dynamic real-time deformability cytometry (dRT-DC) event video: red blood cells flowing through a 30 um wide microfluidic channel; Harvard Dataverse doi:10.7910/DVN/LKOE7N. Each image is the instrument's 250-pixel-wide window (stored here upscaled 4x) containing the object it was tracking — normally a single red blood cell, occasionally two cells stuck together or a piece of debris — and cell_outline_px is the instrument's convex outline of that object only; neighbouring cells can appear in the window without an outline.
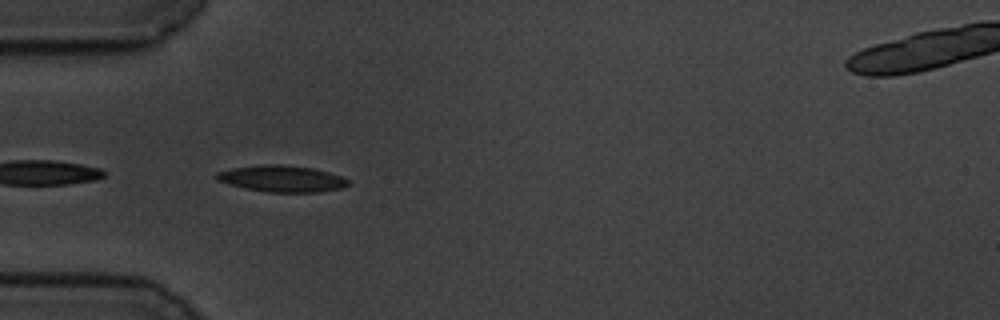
{"species": "common noctule bat (a hibernating species)", "species_latin": "Nyctalus noctula", "temperature_condition": "cold", "stored_images_in_passage": 40, "camera_frame_rate_fps": 3000, "um_per_image_px": 0.085, "animal": {"sex": "male", "body_mass_g": 19.5, "forearm_length_mm": 54.6}, "frame": {"image": 1, "passage_image": 3, "time_ms": 0.667, "image_size_px": [1000, 320], "cell_outline_px": [[348, 184], [340, 188], [316, 192], [268, 192], [228, 184], [216, 180], [216, 172], [232, 168], [260, 164], [284, 164], [312, 168], [328, 172], [340, 176], [348, 180]], "centroid_in_image_um": [23.91, 15.17], "position_along_channel_um": 61.1, "area_um2": 20.11}}
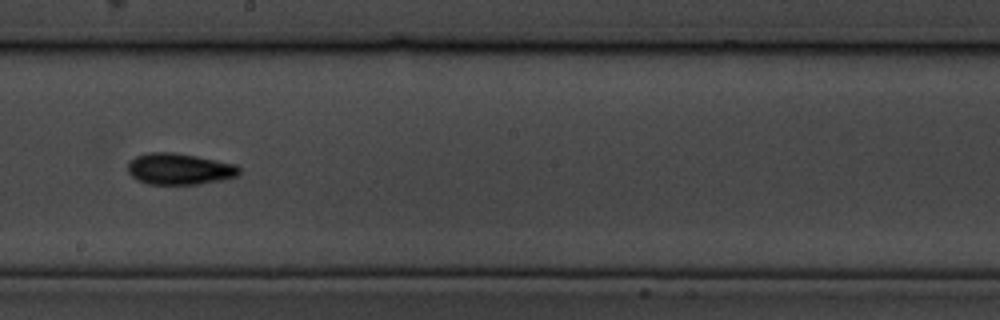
{"frame": {"image": 2, "passage_image": 18, "time_ms": 5.667, "image_size_px": [1000, 320], "cell_outline_px": [[240, 172], [236, 176], [220, 180], [200, 184], [148, 184], [136, 180], [128, 172], [128, 164], [136, 156], [148, 152], [172, 152], [196, 156], [236, 164], [240, 168]], "centroid_in_image_um": [15.24, 14.36], "position_along_channel_um": 233.0, "area_um2": 20.29}}
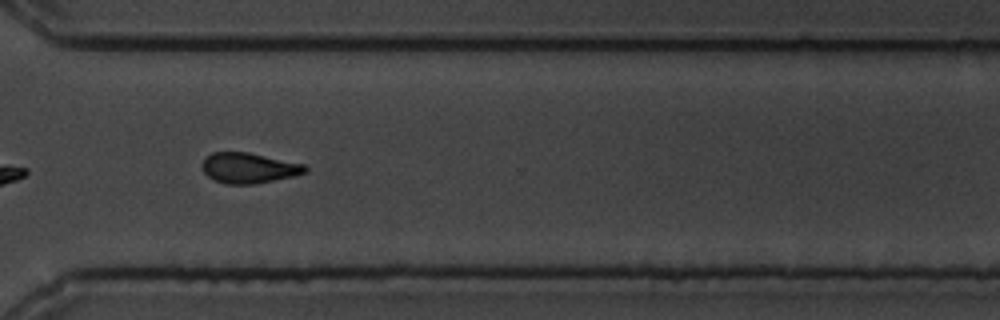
{"frame": {"image": 3, "passage_image": 28, "time_ms": 9.0, "image_size_px": [1000, 320], "cell_outline_px": [[308, 172], [292, 176], [256, 184], [224, 184], [208, 176], [204, 172], [200, 164], [212, 152], [248, 152], [304, 164], [308, 168]], "centroid_in_image_um": [21.15, 14.28], "position_along_channel_um": 349.5, "area_um2": 18.21}, "authors_computed_cell_mechanics": {"area_um2": 18.8139, "velocity_mm_per_s": 3.4959, "shape_relaxation_time_tau1_ms": 3.4753, "shape_relaxation_time_tau2_ms": 2.7013, "deformation_change_tau1": 0.1295, "deformation_change_tau2": 0.0921}}